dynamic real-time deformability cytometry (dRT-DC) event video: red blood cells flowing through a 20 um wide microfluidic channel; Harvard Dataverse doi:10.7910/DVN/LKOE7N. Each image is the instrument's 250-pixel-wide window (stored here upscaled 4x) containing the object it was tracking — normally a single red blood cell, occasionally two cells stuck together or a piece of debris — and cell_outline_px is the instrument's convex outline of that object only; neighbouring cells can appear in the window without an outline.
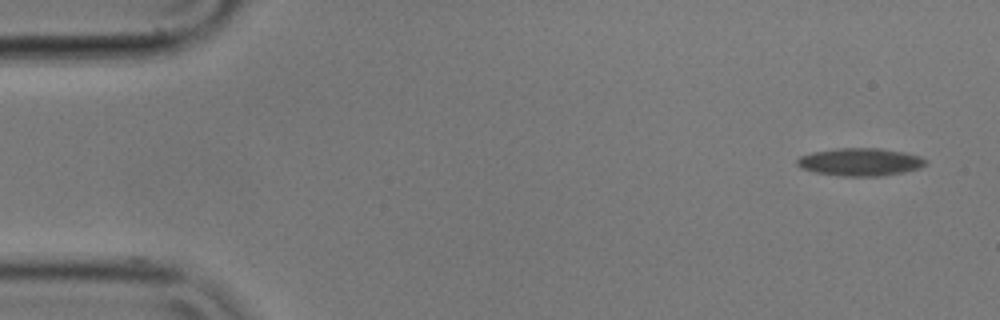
{"species": "common noctule bat (a hibernating species)", "species_latin": "Nyctalus noctula", "temperature_condition": "cold", "stored_images_in_passage": 6, "camera_frame_rate_fps": 3000, "um_per_image_px": 0.085, "animal": {"sex": "male", "body_mass_g": 17.9}, "frame": {"image": 1, "passage_image": 1, "time_ms": 0.0, "image_size_px": [1000, 320], "cell_outline_px": [[928, 164], [920, 168], [904, 172], [880, 176], [844, 176], [816, 172], [800, 168], [796, 164], [796, 160], [800, 156], [812, 152], [836, 148], [880, 148], [904, 152], [920, 156], [928, 160]], "centroid_in_image_um": [73.14, 13.76], "position_along_channel_um": 11.9, "area_um2": 20.92}}
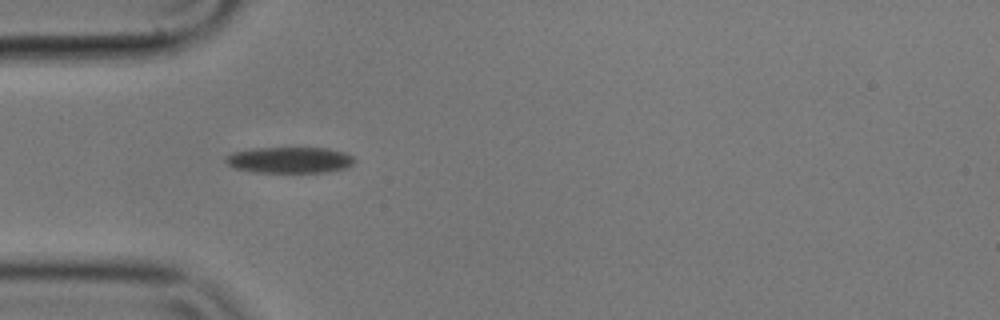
{"frame": {"image": 2, "passage_image": 5, "time_ms": 1.333, "image_size_px": [1000, 320], "cell_outline_px": [[356, 160], [348, 168], [328, 172], [252, 172], [232, 168], [224, 160], [224, 156], [232, 152], [252, 148], [328, 148], [344, 152], [352, 156]], "centroid_in_image_um": [24.59, 13.6], "position_along_channel_um": 60.4, "area_um2": 19.88}}
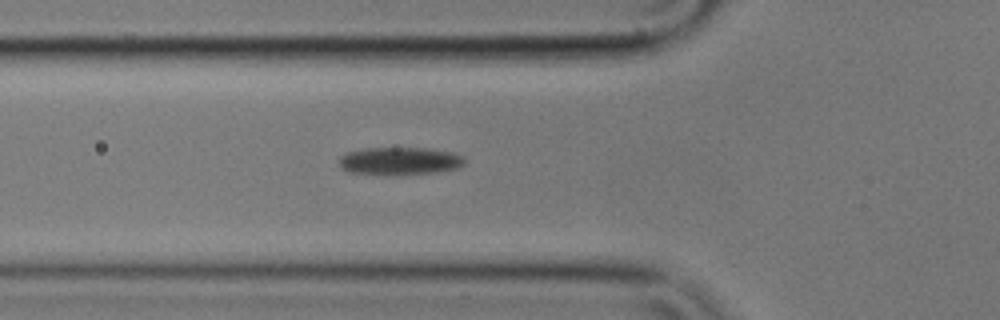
{"frame": {"image": 3, "passage_image": 6, "time_ms": 1.667, "image_size_px": [1000, 320], "cell_outline_px": [[464, 164], [456, 168], [436, 172], [392, 176], [348, 172], [340, 168], [340, 156], [348, 152], [364, 148], [428, 148], [452, 152], [464, 156]], "centroid_in_image_um": [33.95, 13.7], "position_along_channel_um": 91.8, "area_um2": 20.58}}